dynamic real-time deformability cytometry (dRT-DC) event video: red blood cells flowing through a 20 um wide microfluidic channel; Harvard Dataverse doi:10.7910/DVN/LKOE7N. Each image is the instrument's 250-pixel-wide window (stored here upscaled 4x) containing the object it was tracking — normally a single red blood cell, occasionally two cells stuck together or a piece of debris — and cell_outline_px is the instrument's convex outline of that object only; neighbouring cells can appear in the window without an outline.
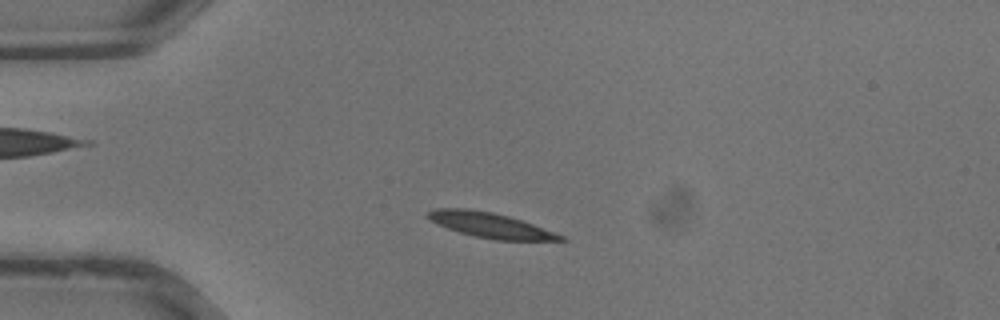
{"species": "common noctule bat (a hibernating species)", "species_latin": "Nyctalus noctula", "temperature_condition": "warm", "stored_images_in_passage": 11, "camera_frame_rate_fps": 3000, "um_per_image_px": 0.085, "animal": {"sex": "male", "body_mass_g": 13.3}, "frame": {"image": 1, "passage_image": 6, "time_ms": 1.667, "image_size_px": [1000, 320], "cell_outline_px": [[568, 240], [496, 240], [476, 236], [460, 232], [448, 228], [428, 220], [424, 216], [424, 212], [436, 208], [468, 208], [492, 212], [508, 216], [532, 224], [564, 236]], "centroid_in_image_um": [41.58, 19.12], "position_along_channel_um": 43.4, "area_um2": 19.25}}
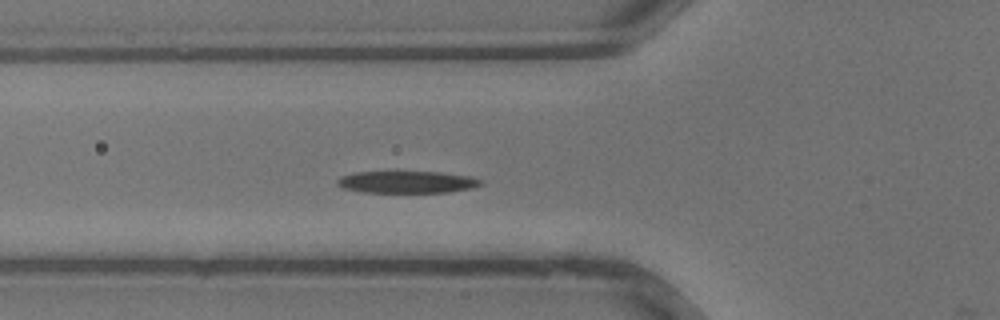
{"frame": {"image": 2, "passage_image": 10, "time_ms": 3.0, "image_size_px": [1000, 320], "cell_outline_px": [[484, 184], [472, 188], [448, 192], [360, 192], [344, 188], [336, 184], [336, 180], [340, 176], [356, 172], [440, 172], [468, 176], [484, 180]], "centroid_in_image_um": [34.6, 15.47], "position_along_channel_um": 91.2, "area_um2": 18.44}}